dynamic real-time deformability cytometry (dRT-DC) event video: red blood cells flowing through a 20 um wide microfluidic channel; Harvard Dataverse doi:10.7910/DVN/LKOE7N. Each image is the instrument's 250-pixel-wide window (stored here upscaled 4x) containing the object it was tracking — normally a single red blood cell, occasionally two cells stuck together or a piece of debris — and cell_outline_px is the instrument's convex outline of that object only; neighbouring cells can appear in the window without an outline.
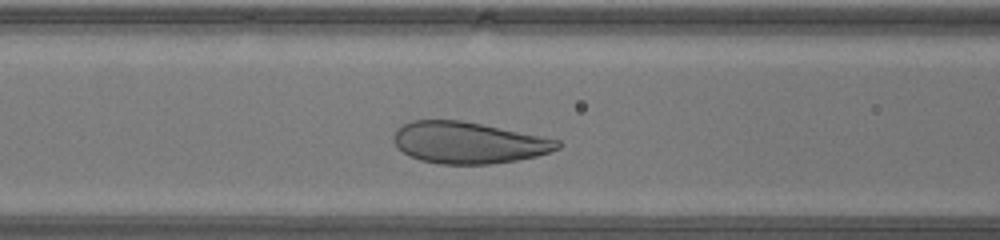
{"species": "human", "species_latin": "Homo sapiens", "temperature_condition": "warm", "stored_images_in_passage": 23, "camera_frame_rate_fps": 3000, "um_per_image_px": 0.085, "donor": {"sex": "male"}, "frame": {"image": 1, "passage_image": 5, "time_ms": 1.333, "image_size_px": [1000, 240], "cell_outline_px": [[560, 148], [536, 156], [516, 160], [492, 164], [440, 164], [420, 160], [396, 148], [392, 140], [392, 136], [404, 124], [412, 120], [460, 120], [560, 140]], "centroid_in_image_um": [39.78, 12.13], "position_along_channel_um": 126.8, "area_um2": 39.3}}
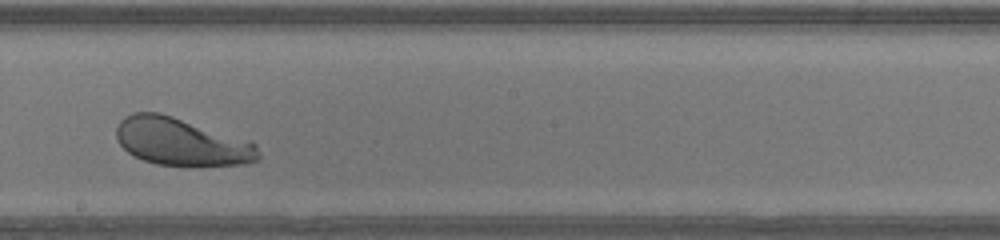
{"frame": {"image": 2, "passage_image": 12, "time_ms": 3.667, "image_size_px": [1000, 240], "cell_outline_px": [[260, 160], [240, 164], [156, 164], [144, 160], [128, 152], [116, 140], [116, 128], [120, 120], [124, 116], [132, 112], [160, 112], [256, 144], [260, 152]], "centroid_in_image_um": [15.34, 12.03], "position_along_channel_um": 232.9, "area_um2": 38.38}}
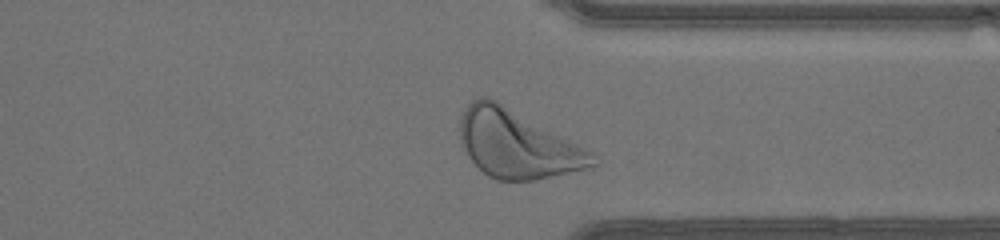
{"frame": {"image": 3, "passage_image": 21, "time_ms": 6.667, "image_size_px": [1000, 240], "cell_outline_px": [[600, 164], [588, 168], [532, 180], [496, 180], [488, 176], [468, 156], [460, 140], [460, 116], [464, 108], [472, 100], [480, 96], [488, 96], [496, 100], [588, 152], [600, 160]], "centroid_in_image_um": [43.88, 12.25], "position_along_channel_um": 367.5, "area_um2": 51.04}}